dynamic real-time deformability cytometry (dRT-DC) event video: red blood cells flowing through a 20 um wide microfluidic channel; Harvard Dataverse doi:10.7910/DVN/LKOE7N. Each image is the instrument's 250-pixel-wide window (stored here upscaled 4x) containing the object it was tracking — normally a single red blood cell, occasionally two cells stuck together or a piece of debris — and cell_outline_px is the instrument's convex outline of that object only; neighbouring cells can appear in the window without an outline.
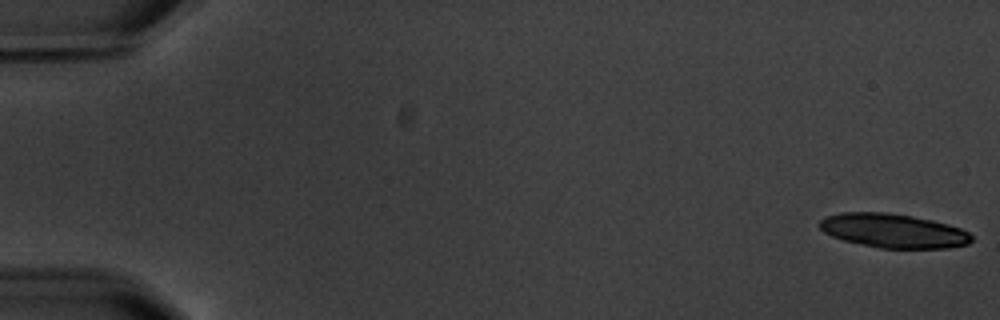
{"species": "common noctule bat (a hibernating species)", "species_latin": "Nyctalus noctula", "temperature_condition": "warm", "stored_images_in_passage": 6, "camera_frame_rate_fps": 3000, "um_per_image_px": 0.085, "animal": {"sex": "male", "body_mass_g": 20.1, "forearm_length_mm": 53.5}, "frame": {"image": 1, "passage_image": 1, "time_ms": 0.0, "image_size_px": [1000, 320], "cell_outline_px": [[972, 240], [968, 244], [948, 248], [880, 248], [844, 240], [832, 236], [824, 232], [816, 224], [824, 216], [844, 212], [888, 212], [912, 216], [932, 220], [948, 224], [960, 228], [968, 232], [972, 236]], "centroid_in_image_um": [75.91, 19.6], "position_along_channel_um": 9.1, "area_um2": 30.23}}